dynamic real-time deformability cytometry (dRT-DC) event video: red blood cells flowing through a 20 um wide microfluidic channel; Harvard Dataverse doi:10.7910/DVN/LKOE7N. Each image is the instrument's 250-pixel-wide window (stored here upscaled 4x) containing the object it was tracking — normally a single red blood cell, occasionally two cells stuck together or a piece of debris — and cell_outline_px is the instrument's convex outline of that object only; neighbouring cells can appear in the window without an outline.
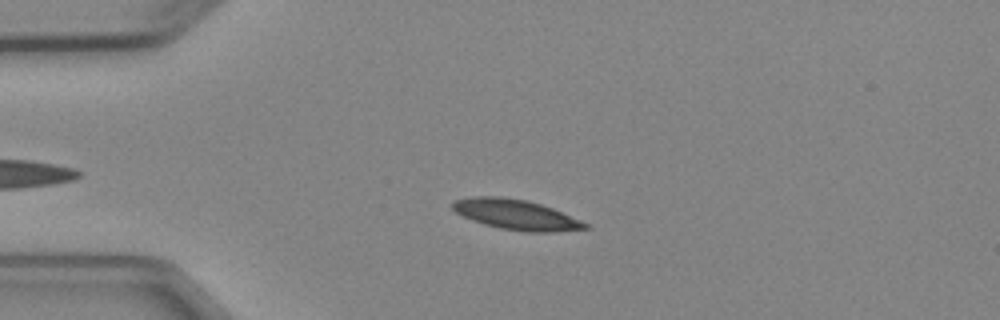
{"species": "Egyptian fruit bat (a non-hibernating species)", "species_latin": "Rousettus aegyptiacus", "temperature_condition": "cold", "stored_images_in_passage": 7, "camera_frame_rate_fps": 3000, "um_per_image_px": 0.085, "animal": {"sex": "female"}, "frame": {"image": 1, "passage_image": 2, "time_ms": 1.0, "image_size_px": [1000, 320], "cell_outline_px": [[592, 228], [552, 232], [524, 232], [500, 228], [484, 224], [472, 220], [456, 212], [452, 208], [452, 200], [472, 196], [500, 196], [528, 200], [552, 208], [580, 220], [588, 224]], "centroid_in_image_um": [43.85, 18.24], "position_along_channel_um": 41.1, "area_um2": 23.35}}